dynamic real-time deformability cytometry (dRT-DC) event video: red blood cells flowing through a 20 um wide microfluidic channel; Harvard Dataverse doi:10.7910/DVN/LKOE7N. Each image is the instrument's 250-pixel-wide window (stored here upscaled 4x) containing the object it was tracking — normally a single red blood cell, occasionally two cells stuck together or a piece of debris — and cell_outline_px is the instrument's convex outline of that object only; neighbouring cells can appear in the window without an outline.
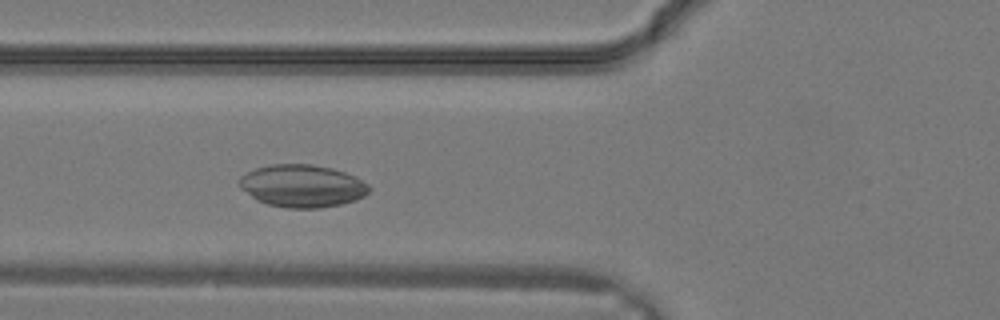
{"species": "common noctule bat (a hibernating species)", "species_latin": "Nyctalus noctula", "temperature_condition": "warm", "stored_images_in_passage": 4, "camera_frame_rate_fps": 3000, "um_per_image_px": 0.085, "animal": {"sex": "male", "body_mass_g": 19.2, "forearm_length_mm": 51.8}, "frame": {"image": 1, "passage_image": 4, "time_ms": 1.0, "image_size_px": [1000, 320], "cell_outline_px": [[372, 188], [364, 196], [356, 200], [340, 204], [320, 208], [284, 208], [268, 204], [256, 200], [240, 188], [236, 184], [240, 176], [256, 168], [268, 164], [312, 164], [332, 168], [356, 176], [368, 184]], "centroid_in_image_um": [25.67, 15.8], "position_along_channel_um": 100.1, "area_um2": 32.48}}